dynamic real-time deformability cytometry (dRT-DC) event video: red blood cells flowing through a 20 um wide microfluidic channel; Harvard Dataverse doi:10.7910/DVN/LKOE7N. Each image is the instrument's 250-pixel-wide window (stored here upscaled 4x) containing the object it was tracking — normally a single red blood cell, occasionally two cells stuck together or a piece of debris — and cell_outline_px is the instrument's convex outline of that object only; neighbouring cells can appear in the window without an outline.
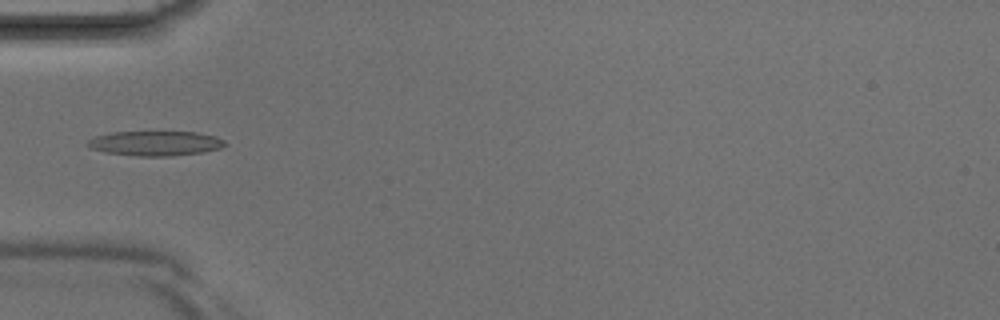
{"species": "Egyptian fruit bat (a non-hibernating species)", "species_latin": "Rousettus aegyptiacus", "temperature_condition": "room temperature", "stored_images_in_passage": 42, "camera_frame_rate_fps": 3000, "um_per_image_px": 0.085, "animal": {"sex": "male"}, "frame": {"image": 1, "passage_image": 14, "time_ms": 4.333, "image_size_px": [1000, 320], "cell_outline_px": [[224, 144], [220, 148], [204, 152], [172, 156], [140, 156], [104, 152], [92, 148], [84, 144], [88, 140], [96, 136], [112, 132], [196, 132], [216, 136], [224, 140]], "centroid_in_image_um": [13.19, 12.18], "position_along_channel_um": 71.8, "area_um2": 19.71}}
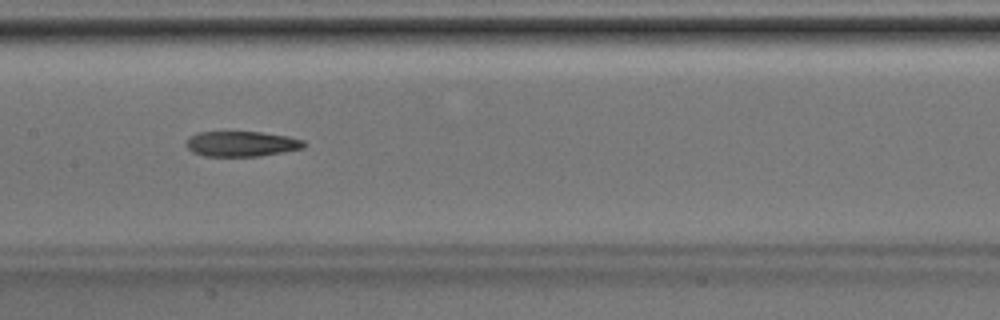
{"frame": {"image": 2, "passage_image": 21, "time_ms": 6.667, "image_size_px": [1000, 320], "cell_outline_px": [[308, 144], [304, 148], [284, 152], [260, 156], [204, 156], [192, 152], [184, 144], [196, 132], [260, 132], [288, 136], [304, 140]], "centroid_in_image_um": [20.57, 12.23], "position_along_channel_um": 186.8, "area_um2": 17.46}}
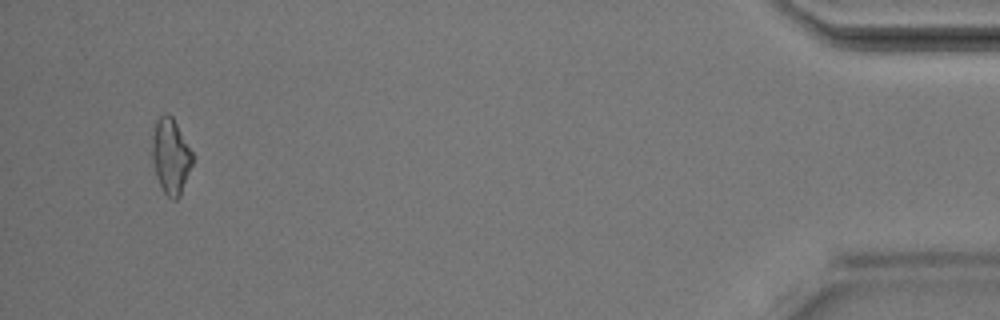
{"frame": {"image": 3, "passage_image": 40, "time_ms": 13.0, "image_size_px": [1000, 320], "cell_outline_px": [[192, 164], [180, 196], [176, 200], [172, 200], [164, 192], [160, 184], [152, 160], [152, 124], [164, 112], [168, 112], [172, 116], [192, 152]], "centroid_in_image_um": [14.49, 13.23], "position_along_channel_um": 420.7, "area_um2": 17.69}}